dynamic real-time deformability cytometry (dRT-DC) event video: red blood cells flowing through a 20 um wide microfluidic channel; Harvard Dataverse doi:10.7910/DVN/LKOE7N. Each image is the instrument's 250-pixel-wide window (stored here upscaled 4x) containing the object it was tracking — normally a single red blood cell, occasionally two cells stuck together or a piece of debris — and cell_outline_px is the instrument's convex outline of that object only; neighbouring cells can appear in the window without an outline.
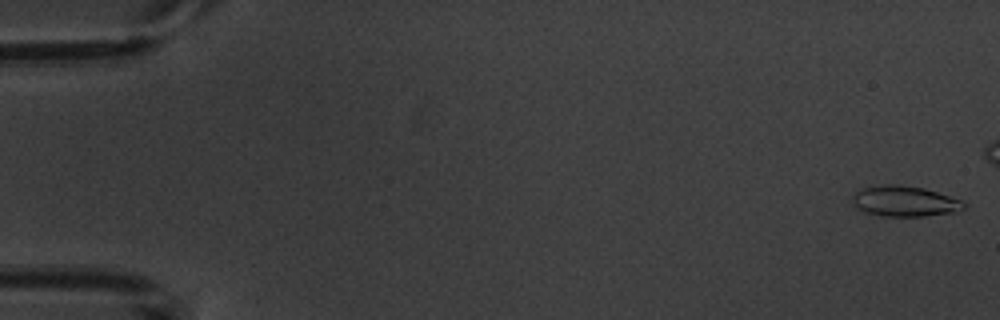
{"species": "common noctule bat (a hibernating species)", "species_latin": "Nyctalus noctula", "temperature_condition": "warm", "stored_images_in_passage": 6, "camera_frame_rate_fps": 3000, "um_per_image_px": 0.085, "animal": {"sex": "male", "body_mass_g": 20.1, "forearm_length_mm": 53.5}, "frame": {"image": 1, "passage_image": 1, "time_ms": 0.0, "image_size_px": [1000, 320], "cell_outline_px": [[968, 204], [964, 208], [956, 212], [924, 216], [880, 216], [864, 212], [856, 208], [852, 204], [852, 196], [860, 188], [884, 184], [892, 184], [924, 188], [964, 200]], "centroid_in_image_um": [76.9, 17.11], "position_along_channel_um": 8.1, "area_um2": 20.17}}